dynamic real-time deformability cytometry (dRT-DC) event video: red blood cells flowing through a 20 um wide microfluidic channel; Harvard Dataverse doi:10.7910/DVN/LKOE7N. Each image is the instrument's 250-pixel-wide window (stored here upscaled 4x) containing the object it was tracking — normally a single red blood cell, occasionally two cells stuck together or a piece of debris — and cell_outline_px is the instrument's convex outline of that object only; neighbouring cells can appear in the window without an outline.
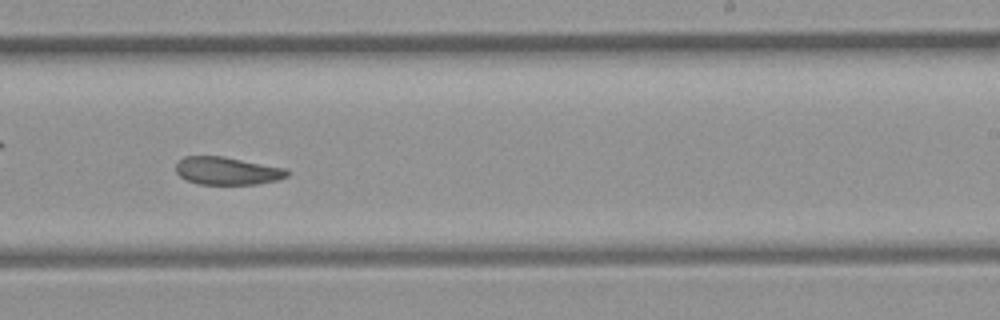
{"species": "common noctule bat (a hibernating species)", "species_latin": "Nyctalus noctula", "temperature_condition": "room temperature", "stored_images_in_passage": 36, "camera_frame_rate_fps": 3000, "um_per_image_px": 0.085, "animal": {"sex": "female", "body_mass_g": 21.9}, "frame": {"image": 1, "passage_image": 16, "time_ms": 5.0, "image_size_px": [1000, 320], "cell_outline_px": [[292, 172], [288, 176], [276, 180], [256, 184], [200, 184], [188, 180], [180, 176], [176, 172], [176, 164], [184, 156], [224, 156], [288, 168]], "centroid_in_image_um": [19.37, 14.51], "position_along_channel_um": 269.6, "area_um2": 18.15}}